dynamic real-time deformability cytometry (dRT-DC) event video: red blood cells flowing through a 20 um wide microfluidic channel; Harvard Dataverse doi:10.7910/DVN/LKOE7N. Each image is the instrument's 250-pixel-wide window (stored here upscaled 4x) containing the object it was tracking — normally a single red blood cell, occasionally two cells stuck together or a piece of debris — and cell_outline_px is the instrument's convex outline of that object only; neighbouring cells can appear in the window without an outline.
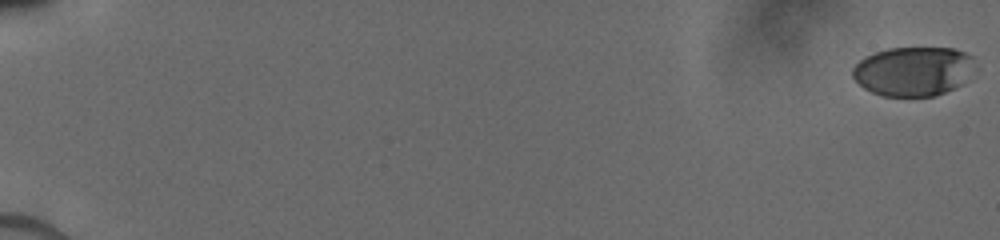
{"species": "human", "species_latin": "Homo sapiens", "temperature_condition": "cold", "stored_images_in_passage": 61, "camera_frame_rate_fps": 3000, "um_per_image_px": 0.085, "donor": {"sex": "male"}, "frame": {"image": 1, "passage_image": 1, "time_ms": 0.0, "image_size_px": [1000, 240], "cell_outline_px": [[972, 60], [964, 84], [956, 88], [936, 96], [880, 96], [864, 88], [852, 76], [852, 68], [860, 60], [876, 52], [888, 48], [952, 48], [964, 52], [972, 56]], "centroid_in_image_um": [77.59, 6.07], "position_along_channel_um": 7.4, "area_um2": 34.85}}
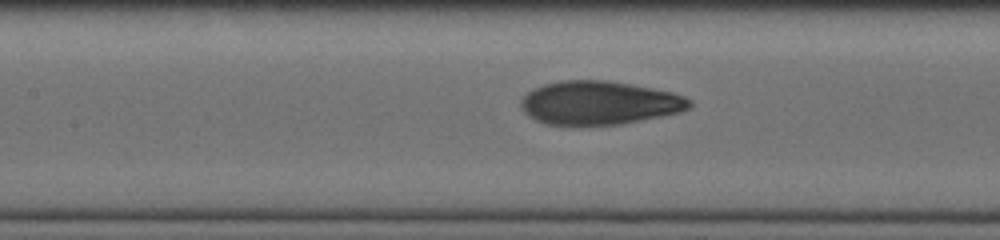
{"frame": {"image": 2, "passage_image": 37, "time_ms": 9.0, "image_size_px": [1000, 240], "cell_outline_px": [[692, 104], [688, 108], [680, 112], [620, 124], [572, 128], [544, 124], [528, 116], [520, 108], [520, 100], [532, 88], [544, 84], [560, 80], [604, 80], [652, 88], [672, 92], [684, 96], [692, 100]], "centroid_in_image_um": [50.85, 8.78], "position_along_channel_um": 156.5, "area_um2": 43.64}}
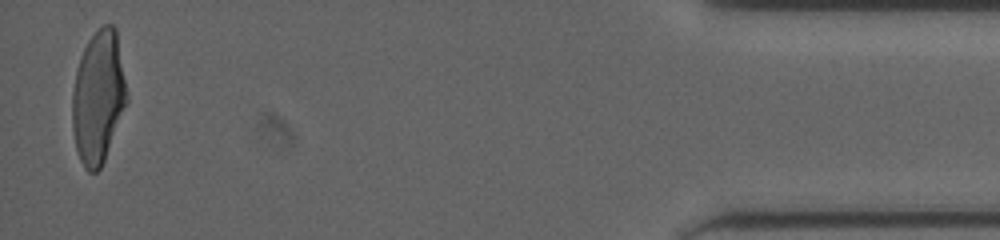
{"frame": {"image": 3, "passage_image": 61, "time_ms": 17.333, "image_size_px": [1000, 240], "cell_outline_px": [[128, 100], [104, 160], [100, 168], [96, 172], [88, 172], [84, 168], [76, 152], [72, 128], [72, 92], [76, 72], [80, 56], [88, 40], [104, 24], [112, 24], [116, 28], [128, 96]], "centroid_in_image_um": [8.34, 8.27], "position_along_channel_um": 426.9, "area_um2": 42.14}}